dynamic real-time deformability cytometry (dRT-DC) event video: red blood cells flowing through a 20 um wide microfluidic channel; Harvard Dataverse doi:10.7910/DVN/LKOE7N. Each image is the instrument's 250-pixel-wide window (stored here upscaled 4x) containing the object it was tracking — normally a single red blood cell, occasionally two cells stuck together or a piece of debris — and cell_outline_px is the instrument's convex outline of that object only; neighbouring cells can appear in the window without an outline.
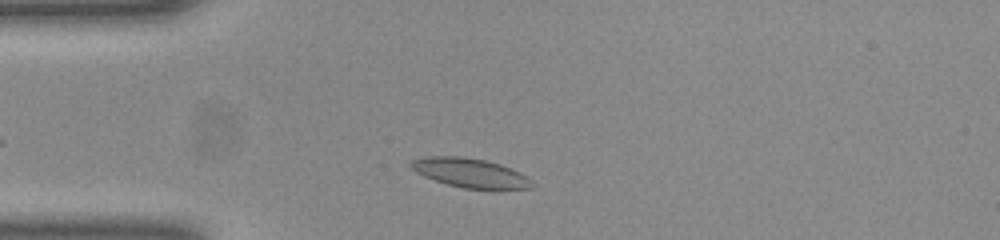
{"species": "common noctule bat (a hibernating species)", "species_latin": "Nyctalus noctula", "temperature_condition": "room temperature", "stored_images_in_passage": 38, "camera_frame_rate_fps": 3000, "um_per_image_px": 0.085, "animal": {"sex": "female", "body_mass_g": 23.0, "forearm_length_mm": 53.4}, "frame": {"image": 1, "passage_image": 4, "time_ms": 1.0, "image_size_px": [1000, 240], "cell_outline_px": [[536, 184], [532, 188], [464, 188], [448, 184], [424, 176], [416, 172], [408, 164], [412, 160], [424, 156], [460, 156], [484, 160], [500, 164], [520, 172], [528, 176]], "centroid_in_image_um": [39.97, 14.68], "position_along_channel_um": 45.0, "area_um2": 20.4}}
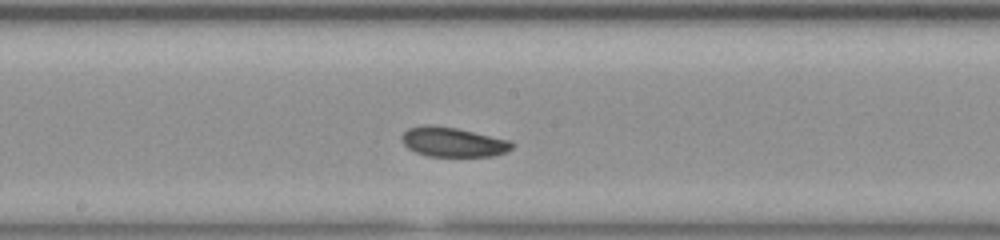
{"frame": {"image": 2, "passage_image": 18, "time_ms": 5.667, "image_size_px": [1000, 240], "cell_outline_px": [[516, 144], [512, 148], [504, 152], [492, 156], [428, 156], [416, 152], [408, 148], [400, 140], [404, 132], [408, 128], [428, 124], [432, 124], [456, 128], [512, 140]], "centroid_in_image_um": [38.52, 12.06], "position_along_channel_um": 209.7, "area_um2": 19.07}}
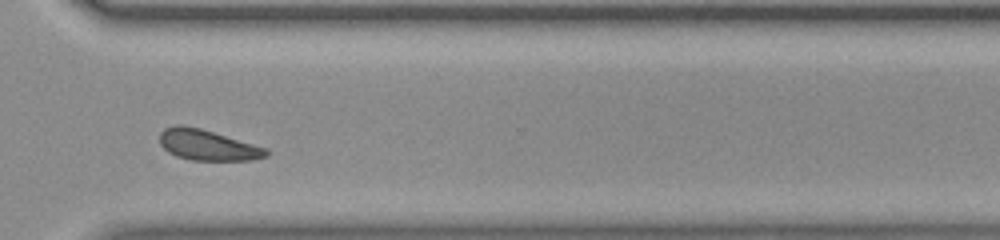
{"frame": {"image": 3, "passage_image": 29, "time_ms": 9.333, "image_size_px": [1000, 240], "cell_outline_px": [[268, 156], [252, 160], [192, 160], [176, 156], [168, 152], [160, 144], [160, 132], [164, 128], [176, 124], [180, 124], [200, 128], [268, 148]], "centroid_in_image_um": [17.64, 12.32], "position_along_channel_um": 353.0, "area_um2": 19.07}}